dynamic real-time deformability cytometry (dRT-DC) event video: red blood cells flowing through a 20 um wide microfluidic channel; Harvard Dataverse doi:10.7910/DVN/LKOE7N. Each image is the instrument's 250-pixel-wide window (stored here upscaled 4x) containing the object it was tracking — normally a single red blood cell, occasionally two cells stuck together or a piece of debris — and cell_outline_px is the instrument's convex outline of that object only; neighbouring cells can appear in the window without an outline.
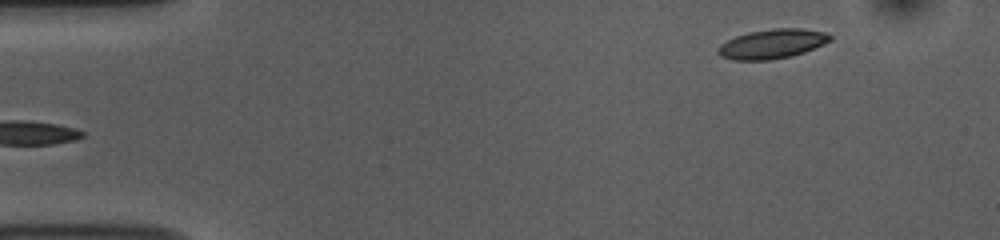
{"species": "common noctule bat (a hibernating species)", "species_latin": "Nyctalus noctula", "temperature_condition": "room temperature", "stored_images_in_passage": 48, "camera_frame_rate_fps": 3000, "um_per_image_px": 0.085, "animal": {"sex": "female", "body_mass_g": 10.0, "forearm_length_mm": 53.1}, "frame": {"image": 1, "passage_image": 1, "time_ms": 0.0, "image_size_px": [1000, 240], "cell_outline_px": [[832, 40], [824, 44], [804, 52], [792, 56], [768, 60], [732, 60], [720, 56], [716, 52], [716, 48], [720, 44], [736, 36], [748, 32], [772, 28], [800, 28], [828, 32], [832, 36]], "centroid_in_image_um": [65.63, 3.72], "position_along_channel_um": 19.4, "area_um2": 19.48}}
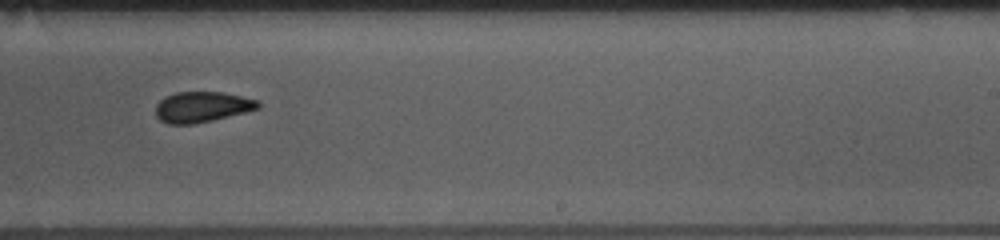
{"frame": {"image": 2, "passage_image": 28, "time_ms": 9.0, "image_size_px": [1000, 240], "cell_outline_px": [[260, 108], [212, 120], [192, 124], [168, 124], [160, 120], [156, 116], [156, 104], [164, 96], [176, 92], [220, 92], [260, 100]], "centroid_in_image_um": [17.15, 9.08], "position_along_channel_um": 271.9, "area_um2": 18.21}}
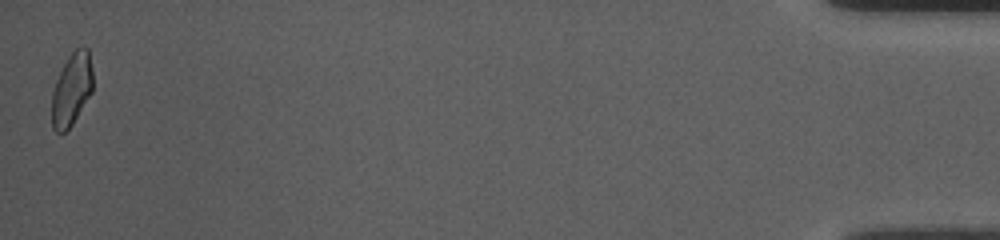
{"frame": {"image": 3, "passage_image": 48, "time_ms": 15.667, "image_size_px": [1000, 240], "cell_outline_px": [[92, 92], [72, 124], [60, 136], [52, 128], [52, 92], [56, 80], [68, 56], [76, 48], [88, 48], [92, 68]], "centroid_in_image_um": [6.08, 7.62], "position_along_channel_um": 429.1, "area_um2": 17.28}, "authors_computed_cell_mechanics": {"area_um2": 18.9873, "velocity_mm_per_s": 3.7548, "shape_relaxation_time_tau1_ms": 5.4707, "shape_relaxation_time_tau2_ms": 1.9602, "deformation_change_tau1": 0.1225, "deformation_change_tau2": 0.0615}}